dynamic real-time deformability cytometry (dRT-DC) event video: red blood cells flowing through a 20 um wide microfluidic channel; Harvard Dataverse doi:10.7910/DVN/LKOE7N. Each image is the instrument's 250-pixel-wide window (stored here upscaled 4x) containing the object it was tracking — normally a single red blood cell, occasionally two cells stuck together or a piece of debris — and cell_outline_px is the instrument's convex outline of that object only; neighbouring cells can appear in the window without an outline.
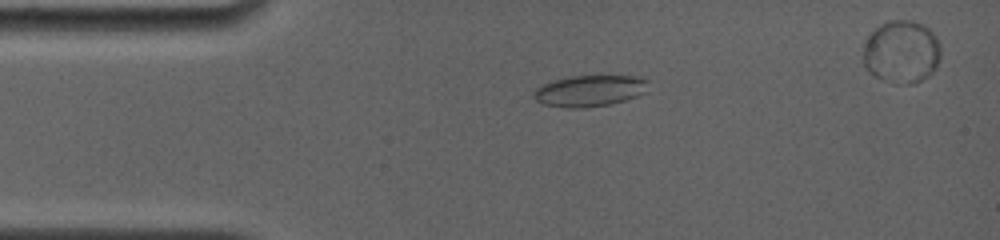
{"species": "common noctule bat (a hibernating species)", "species_latin": "Nyctalus noctula", "temperature_condition": "room temperature", "stored_images_in_passage": 43, "camera_frame_rate_fps": 4000, "um_per_image_px": 0.085, "animal": {"sex": "female", "body_mass_g": 19.0, "forearm_length_mm": 56.7}, "frame": {"image": 1, "passage_image": 10, "time_ms": 3.0, "image_size_px": [1000, 240], "cell_outline_px": [[648, 80], [644, 92], [636, 96], [624, 100], [608, 104], [584, 108], [568, 108], [544, 104], [536, 100], [532, 96], [532, 92], [536, 88], [544, 84], [556, 80], [572, 76], [640, 76]], "centroid_in_image_um": [50.09, 7.72], "position_along_channel_um": 34.9, "area_um2": 20.63}}
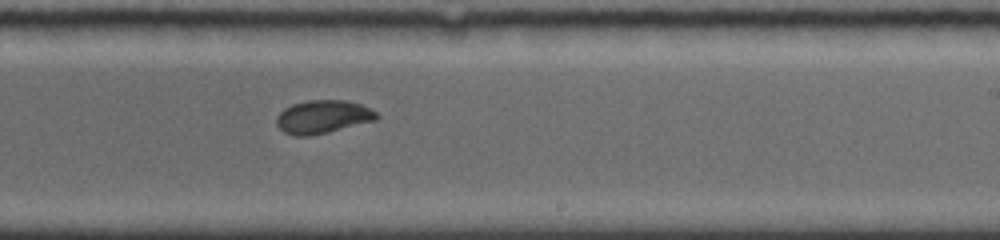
{"frame": {"image": 2, "passage_image": 26, "time_ms": 9.75, "image_size_px": [1000, 240], "cell_outline_px": [[380, 116], [376, 120], [328, 132], [308, 136], [292, 136], [284, 132], [276, 124], [276, 116], [284, 108], [292, 104], [308, 100], [344, 100], [360, 104], [376, 112]], "centroid_in_image_um": [27.41, 9.93], "position_along_channel_um": 261.6, "area_um2": 19.36}}
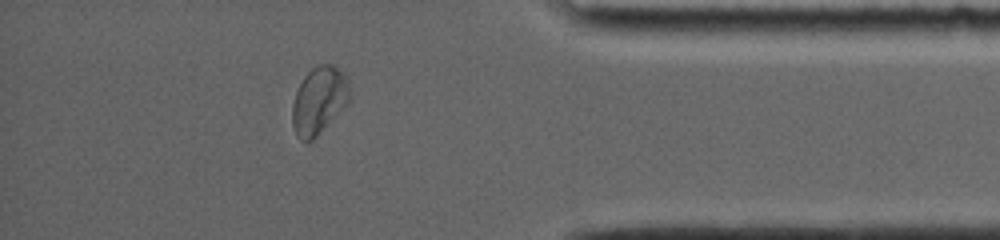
{"frame": {"image": 3, "passage_image": 37, "time_ms": 14.0, "image_size_px": [1000, 240], "cell_outline_px": [[352, 96], [348, 104], [312, 140], [300, 140], [296, 136], [292, 124], [292, 104], [296, 92], [304, 76], [316, 64], [332, 64], [348, 80]], "centroid_in_image_um": [27.12, 8.53], "position_along_channel_um": 408.1, "area_um2": 22.48}}